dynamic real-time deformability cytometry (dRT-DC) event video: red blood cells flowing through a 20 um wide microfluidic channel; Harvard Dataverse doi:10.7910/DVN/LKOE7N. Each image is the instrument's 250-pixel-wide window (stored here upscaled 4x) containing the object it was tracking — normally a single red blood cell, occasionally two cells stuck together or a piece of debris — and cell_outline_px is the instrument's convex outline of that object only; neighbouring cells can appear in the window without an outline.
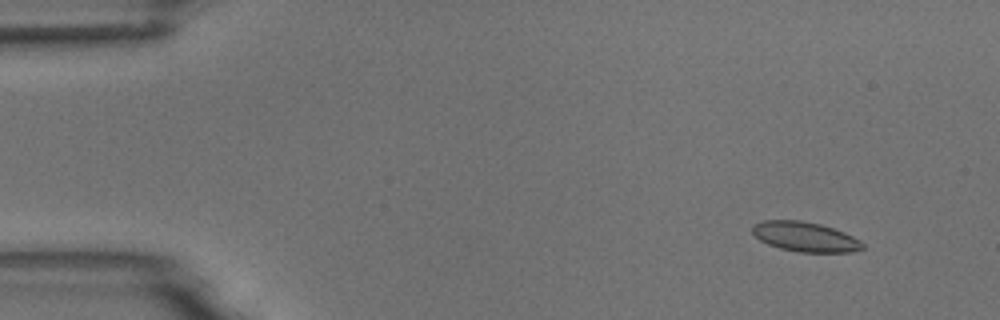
{"species": "common noctule bat (a hibernating species)", "species_latin": "Nyctalus noctula", "temperature_condition": "room temperature", "stored_images_in_passage": 9, "camera_frame_rate_fps": 3000, "um_per_image_px": 0.085, "animal": {"sex": "male", "body_mass_g": 18.8}, "frame": {"image": 1, "passage_image": 2, "time_ms": 1.333, "image_size_px": [1000, 320], "cell_outline_px": [[864, 248], [852, 252], [800, 252], [780, 248], [768, 244], [760, 240], [752, 232], [752, 224], [764, 220], [800, 220], [820, 224], [844, 232], [860, 240], [864, 244]], "centroid_in_image_um": [68.43, 20.12], "position_along_channel_um": 16.6, "area_um2": 19.07}}
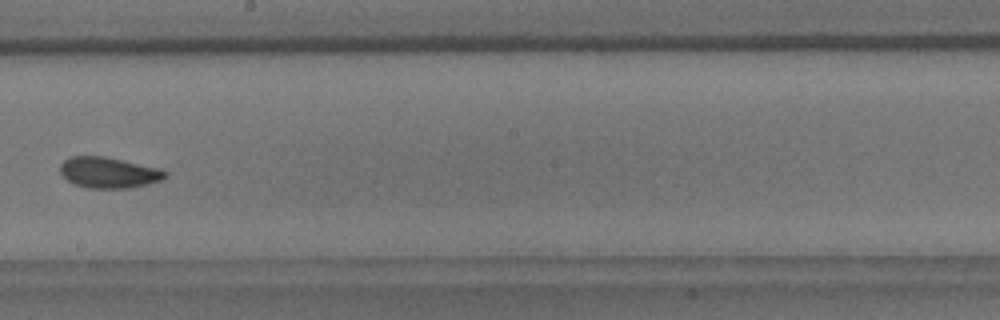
{"frame": {"image": 2, "passage_image": 9, "time_ms": 10.0, "image_size_px": [1000, 320], "cell_outline_px": [[168, 176], [160, 180], [132, 188], [88, 188], [72, 184], [60, 172], [60, 164], [64, 160], [72, 156], [104, 156], [160, 168], [168, 172]], "centroid_in_image_um": [9.24, 14.67], "position_along_channel_um": 239.0, "area_um2": 18.96}}